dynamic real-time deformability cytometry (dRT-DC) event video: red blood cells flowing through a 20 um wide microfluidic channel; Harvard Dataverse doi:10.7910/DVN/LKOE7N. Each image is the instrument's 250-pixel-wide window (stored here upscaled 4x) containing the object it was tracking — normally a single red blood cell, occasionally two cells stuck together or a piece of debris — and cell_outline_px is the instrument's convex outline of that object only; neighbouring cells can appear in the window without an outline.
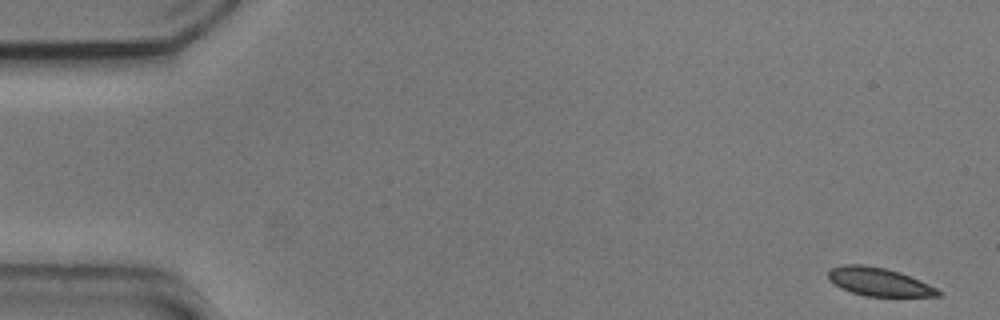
{"species": "common noctule bat (a hibernating species)", "species_latin": "Nyctalus noctula", "temperature_condition": "cold", "stored_images_in_passage": 15, "camera_frame_rate_fps": 3000, "um_per_image_px": 0.085, "animal": {"sex": "male", "body_mass_g": 20.5, "forearm_length_mm": 52.5}, "frame": {"image": 1, "passage_image": 1, "time_ms": 0.0, "image_size_px": [1000, 320], "cell_outline_px": [[940, 296], [868, 296], [852, 292], [840, 288], [828, 276], [828, 272], [832, 268], [844, 264], [864, 264], [884, 268], [900, 272], [936, 288], [940, 292]], "centroid_in_image_um": [74.69, 23.95], "position_along_channel_um": 10.3, "area_um2": 17.69}}
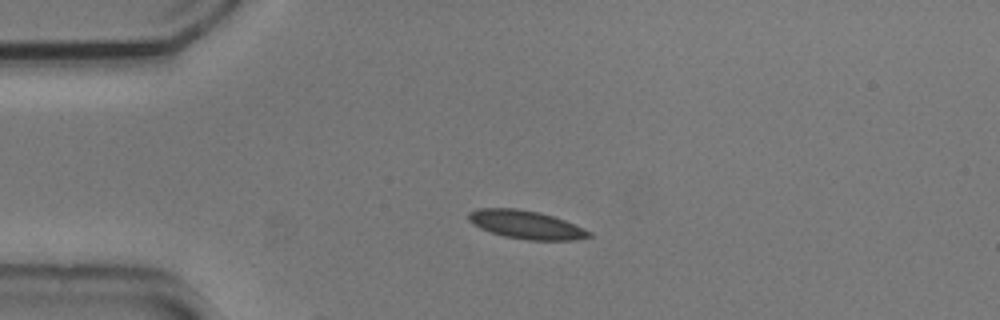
{"frame": {"image": 2, "passage_image": 12, "time_ms": 3.667, "image_size_px": [1000, 320], "cell_outline_px": [[592, 236], [576, 240], [528, 240], [504, 236], [480, 228], [472, 224], [468, 220], [468, 212], [476, 208], [516, 208], [540, 212], [564, 220], [592, 232]], "centroid_in_image_um": [44.69, 19.09], "position_along_channel_um": 40.3, "area_um2": 19.88}}